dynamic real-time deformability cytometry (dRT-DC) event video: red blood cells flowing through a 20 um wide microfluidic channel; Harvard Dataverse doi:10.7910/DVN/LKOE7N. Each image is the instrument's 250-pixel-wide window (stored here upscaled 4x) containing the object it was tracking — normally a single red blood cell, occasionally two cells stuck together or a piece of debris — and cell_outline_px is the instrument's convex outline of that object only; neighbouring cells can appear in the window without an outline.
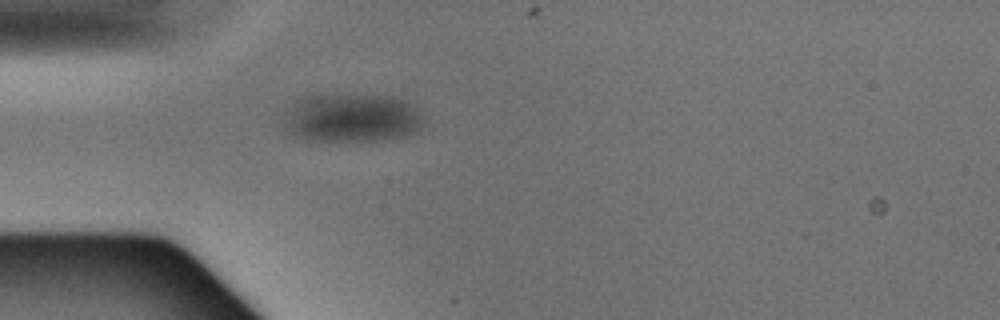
{"species": "Egyptian fruit bat (a non-hibernating species)", "species_latin": "Rousettus aegyptiacus", "temperature_condition": "warm", "stored_images_in_passage": 3, "camera_frame_rate_fps": 3000, "um_per_image_px": 0.085, "animal": {"sex": "male"}, "frame": {"image": 1, "passage_image": 3, "time_ms": 0.667, "image_size_px": [1000, 320], "cell_outline_px": [[424, 128], [412, 136], [392, 140], [308, 140], [292, 132], [288, 128], [288, 116], [296, 100], [308, 96], [392, 96], [408, 100], [416, 104], [424, 116]], "centroid_in_image_um": [30.17, 10.04], "position_along_channel_um": 54.8, "area_um2": 39.25}}